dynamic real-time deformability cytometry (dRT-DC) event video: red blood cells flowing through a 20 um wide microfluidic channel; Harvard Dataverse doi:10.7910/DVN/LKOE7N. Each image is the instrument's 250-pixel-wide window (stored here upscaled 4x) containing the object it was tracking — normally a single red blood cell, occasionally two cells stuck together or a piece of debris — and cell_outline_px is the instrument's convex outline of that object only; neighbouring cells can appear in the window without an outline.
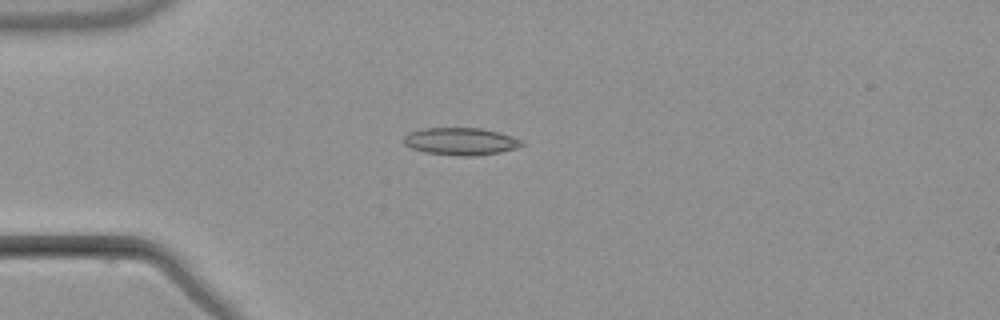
{"species": "common noctule bat (a hibernating species)", "species_latin": "Nyctalus noctula", "temperature_condition": "warm", "stored_images_in_passage": 2, "camera_frame_rate_fps": 3000, "um_per_image_px": 0.085, "animal": {"sex": "male", "body_mass_g": 21.5, "forearm_length_mm": 52.0}, "frame": {"image": 1, "passage_image": 2, "time_ms": 1.333, "image_size_px": [1000, 320], "cell_outline_px": [[524, 144], [520, 148], [500, 152], [472, 156], [456, 156], [424, 152], [412, 148], [404, 144], [404, 136], [408, 132], [424, 128], [480, 128], [500, 132], [524, 140]], "centroid_in_image_um": [39.2, 12.02], "position_along_channel_um": 45.8, "area_um2": 19.07}}